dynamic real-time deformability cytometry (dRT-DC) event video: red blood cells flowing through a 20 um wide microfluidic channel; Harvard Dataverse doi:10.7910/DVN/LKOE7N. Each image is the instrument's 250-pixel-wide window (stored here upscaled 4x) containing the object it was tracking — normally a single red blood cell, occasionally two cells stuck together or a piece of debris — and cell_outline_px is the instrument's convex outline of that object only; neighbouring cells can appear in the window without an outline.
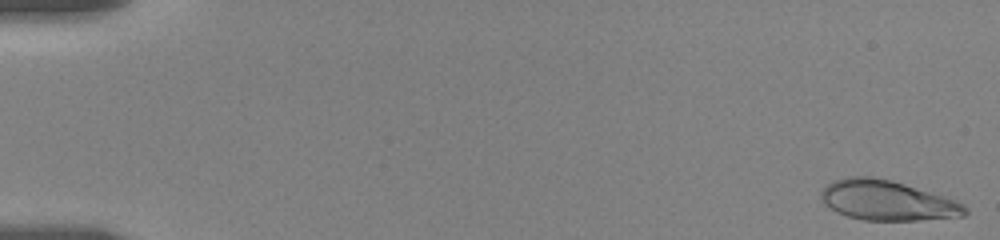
{"species": "human", "species_latin": "Homo sapiens", "temperature_condition": "room temperature", "stored_images_in_passage": 59, "camera_frame_rate_fps": 3000, "um_per_image_px": 0.085, "donor": {"sex": "female"}, "frame": {"image": 1, "passage_image": 1, "time_ms": 0.0, "image_size_px": [1000, 240], "cell_outline_px": [[968, 212], [964, 216], [916, 220], [864, 220], [848, 216], [836, 212], [824, 204], [820, 196], [820, 192], [832, 180], [848, 176], [872, 176], [892, 180], [944, 196], [956, 200], [964, 204], [968, 208]], "centroid_in_image_um": [75.4, 17.03], "position_along_channel_um": 9.6, "area_um2": 33.64}}
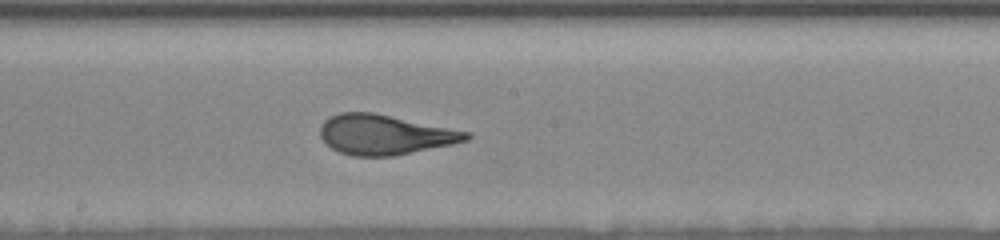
{"frame": {"image": 2, "passage_image": 35, "time_ms": 10.333, "image_size_px": [1000, 240], "cell_outline_px": [[472, 136], [468, 140], [452, 144], [396, 156], [352, 156], [340, 152], [332, 148], [320, 136], [320, 124], [324, 120], [340, 112], [372, 112], [472, 132]], "centroid_in_image_um": [32.73, 11.45], "position_along_channel_um": 215.5, "area_um2": 34.04}}
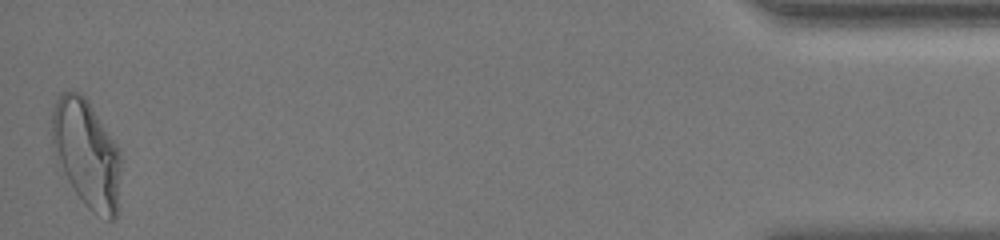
{"frame": {"image": 3, "passage_image": 59, "time_ms": 18.667, "image_size_px": [1000, 240], "cell_outline_px": [[120, 164], [116, 216], [112, 220], [108, 220], [92, 212], [84, 204], [56, 164], [52, 144], [52, 112], [56, 96], [60, 92], [68, 88], [80, 92], [88, 100], [116, 144], [120, 152]], "centroid_in_image_um": [7.31, 13.0], "position_along_channel_um": 427.9, "area_um2": 43.58}, "authors_computed_cell_mechanics": {"area_um2": 34.0442, "velocity_mm_per_s": 3.5025, "shape_relaxation_time_tau1_ms": 6.3619, "shape_relaxation_time_tau2_ms": null, "deformation_change_tau1": 0.2136, "deformation_change_tau2": null}}